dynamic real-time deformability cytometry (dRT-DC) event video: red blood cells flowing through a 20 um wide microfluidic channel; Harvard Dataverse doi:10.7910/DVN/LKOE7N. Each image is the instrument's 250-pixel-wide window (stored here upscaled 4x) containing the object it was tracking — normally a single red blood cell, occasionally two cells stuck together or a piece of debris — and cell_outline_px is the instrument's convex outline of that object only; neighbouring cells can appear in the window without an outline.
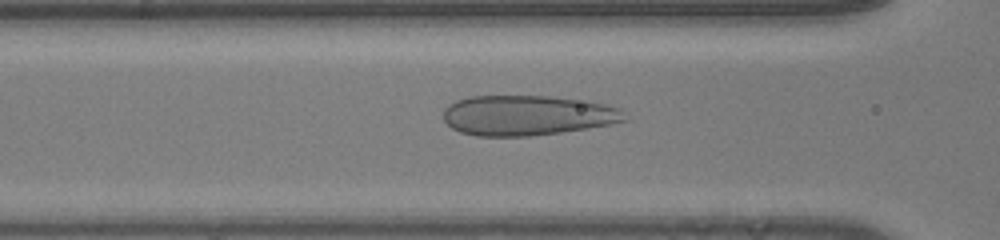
{"species": "human", "species_latin": "Homo sapiens", "temperature_condition": "room temperature", "stored_images_in_passage": 35, "camera_frame_rate_fps": 3000, "um_per_image_px": 0.085, "donor": {"sex": "male"}, "frame": {"image": 1, "passage_image": 9, "time_ms": 2.667, "image_size_px": [1000, 240], "cell_outline_px": [[628, 120], [588, 128], [532, 136], [476, 136], [460, 132], [452, 128], [444, 120], [444, 108], [448, 104], [456, 100], [468, 96], [548, 96], [588, 100], [624, 108]], "centroid_in_image_um": [44.85, 9.79], "position_along_channel_um": 121.8, "area_um2": 42.83}}
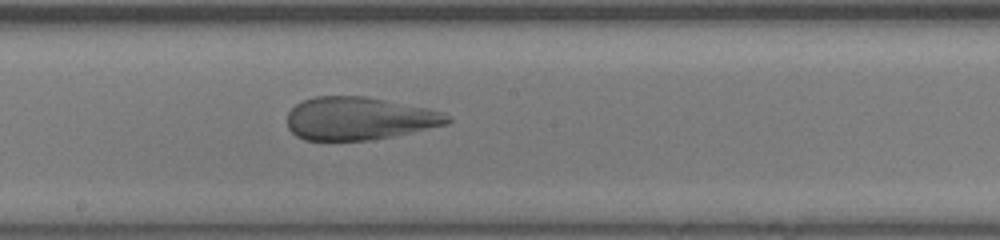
{"frame": {"image": 2, "passage_image": 16, "time_ms": 5.0, "image_size_px": [1000, 240], "cell_outline_px": [[452, 120], [448, 124], [368, 140], [304, 140], [296, 136], [288, 128], [288, 112], [296, 104], [304, 100], [316, 96], [364, 96], [428, 108], [444, 112], [452, 116]], "centroid_in_image_um": [30.52, 10.06], "position_along_channel_um": 217.7, "area_um2": 39.77}}
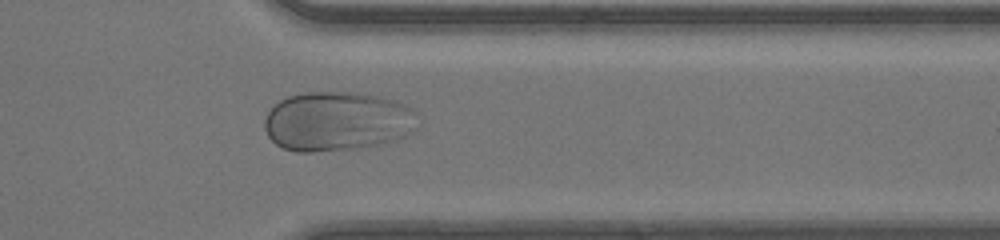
{"frame": {"image": 3, "passage_image": 28, "time_ms": 9.0, "image_size_px": [1000, 240], "cell_outline_px": [[420, 124], [416, 128], [404, 136], [376, 144], [356, 148], [312, 152], [296, 152], [284, 148], [276, 144], [268, 136], [264, 128], [264, 120], [268, 112], [280, 100], [288, 96], [304, 92], [356, 92], [380, 96], [396, 100], [412, 108], [416, 112]], "centroid_in_image_um": [28.67, 10.29], "position_along_channel_um": 382.7, "area_um2": 53.23}}